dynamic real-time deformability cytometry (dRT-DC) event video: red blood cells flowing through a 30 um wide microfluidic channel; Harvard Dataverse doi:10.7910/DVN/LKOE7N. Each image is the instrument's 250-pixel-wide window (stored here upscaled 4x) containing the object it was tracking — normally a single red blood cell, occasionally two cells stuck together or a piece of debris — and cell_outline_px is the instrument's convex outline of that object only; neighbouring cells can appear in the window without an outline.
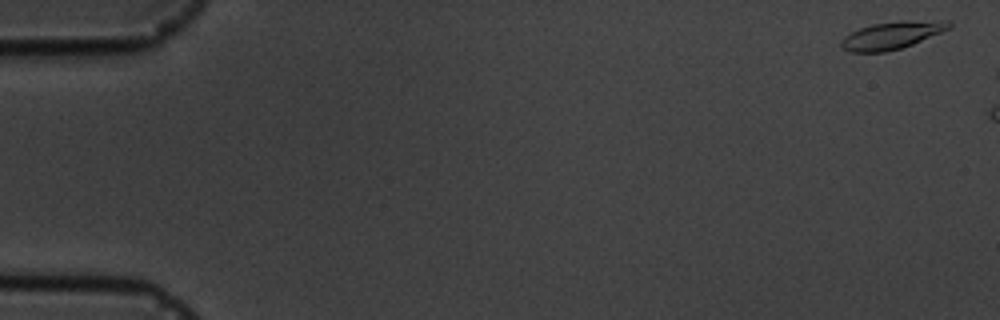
{"species": "common noctule bat (a hibernating species)", "species_latin": "Nyctalus noctula", "temperature_condition": "cold", "stored_images_in_passage": 3, "segment_of_instrument_passage": [2, 2], "camera_frame_rate_fps": 3000, "um_per_image_px": 0.085, "animal": {"sex": "male", "body_mass_g": 19.5, "forearm_length_mm": 54.6}, "frame": {"image": 1, "passage_image": 3, "time_ms": 2.333, "image_size_px": [1000, 320], "cell_outline_px": [[952, 28], [912, 44], [900, 48], [884, 52], [848, 52], [840, 44], [840, 40], [844, 36], [860, 28], [872, 24], [940, 20], [948, 20], [952, 24]], "centroid_in_image_um": [75.8, 3.02], "position_along_channel_um": 9.2, "area_um2": 16.82}}